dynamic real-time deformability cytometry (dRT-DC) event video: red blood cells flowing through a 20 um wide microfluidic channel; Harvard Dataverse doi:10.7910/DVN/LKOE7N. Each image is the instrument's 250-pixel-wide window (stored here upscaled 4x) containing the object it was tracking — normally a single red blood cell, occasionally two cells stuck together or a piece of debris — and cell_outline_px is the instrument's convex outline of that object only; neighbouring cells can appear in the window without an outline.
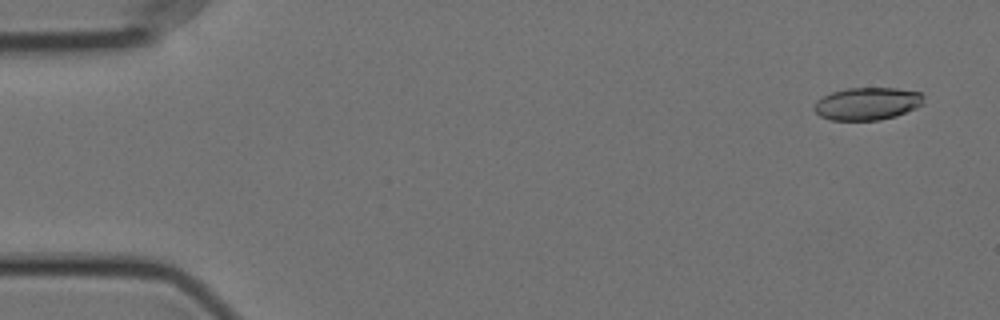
{"species": "Egyptian fruit bat (a non-hibernating species)", "species_latin": "Rousettus aegyptiacus", "temperature_condition": "cold", "stored_images_in_passage": 57, "camera_frame_rate_fps": 3000, "um_per_image_px": 0.085, "animal": {"sex": "female"}, "frame": {"image": 1, "passage_image": 3, "time_ms": 0.667, "image_size_px": [1000, 320], "cell_outline_px": [[924, 104], [916, 108], [896, 116], [880, 120], [832, 120], [820, 116], [812, 108], [816, 100], [832, 92], [848, 88], [896, 88], [920, 92], [924, 96]], "centroid_in_image_um": [73.73, 8.81], "position_along_channel_um": 11.3, "area_um2": 20.92}}
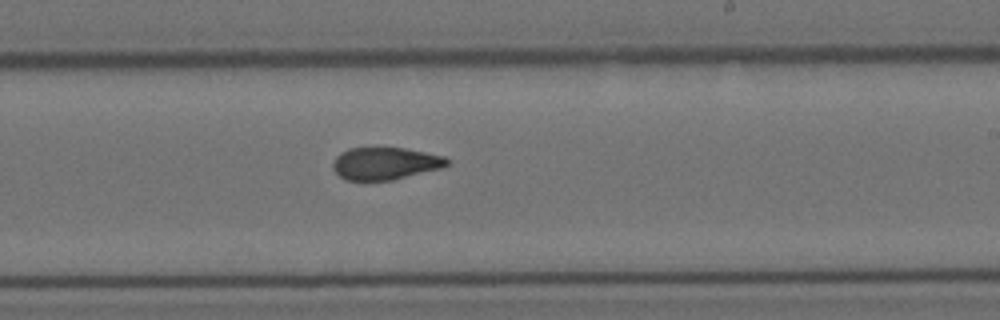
{"frame": {"image": 2, "passage_image": 34, "time_ms": 11.0, "image_size_px": [1000, 320], "cell_outline_px": [[448, 164], [444, 168], [392, 180], [344, 180], [332, 168], [332, 164], [336, 156], [340, 152], [348, 148], [404, 148], [444, 156], [448, 160]], "centroid_in_image_um": [32.73, 13.9], "position_along_channel_um": 256.3, "area_um2": 21.56}}
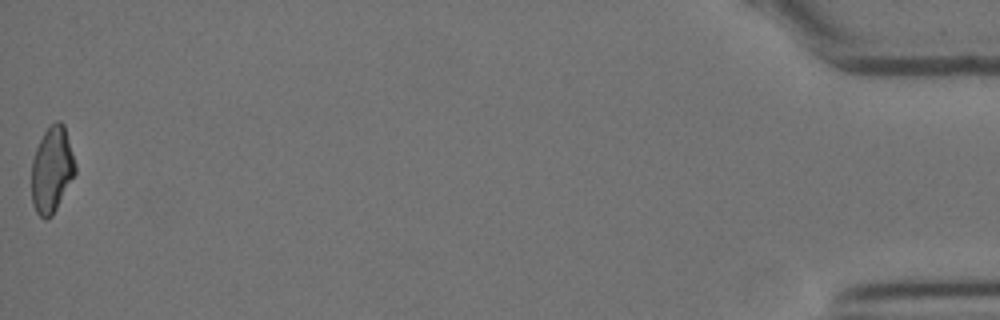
{"frame": {"image": 3, "passage_image": 57, "time_ms": 18.667, "image_size_px": [1000, 320], "cell_outline_px": [[76, 172], [52, 216], [48, 220], [44, 220], [36, 212], [32, 204], [32, 160], [36, 148], [44, 132], [56, 120], [60, 120], [64, 124], [76, 164]], "centroid_in_image_um": [4.41, 14.44], "position_along_channel_um": 430.8, "area_um2": 21.85}, "authors_computed_cell_mechanics": {"area_um2": 22.1952, "velocity_mm_per_s": 3.5488, "shape_relaxation_time_tau1_ms": 7.4208, "shape_relaxation_time_tau2_ms": 2.5099, "deformation_change_tau1": 0.182, "deformation_change_tau2": 0.0914}}